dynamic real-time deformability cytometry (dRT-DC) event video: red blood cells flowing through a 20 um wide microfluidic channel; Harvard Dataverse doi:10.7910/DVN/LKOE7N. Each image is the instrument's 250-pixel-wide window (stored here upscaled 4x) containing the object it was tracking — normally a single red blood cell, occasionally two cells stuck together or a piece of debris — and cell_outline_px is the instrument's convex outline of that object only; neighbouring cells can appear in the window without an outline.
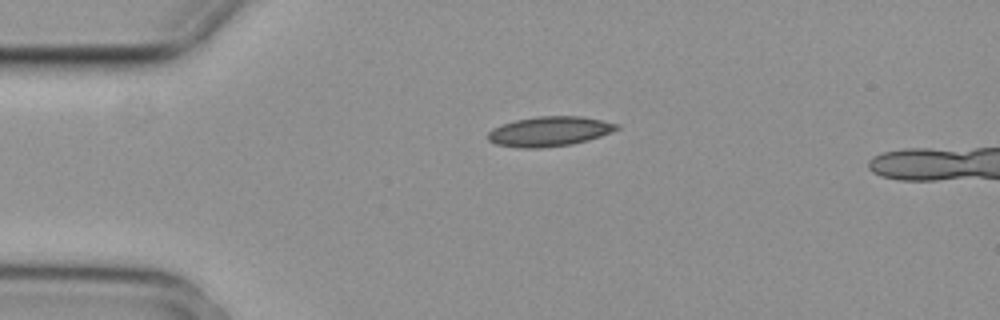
{"species": "common noctule bat (a hibernating species)", "species_latin": "Nyctalus noctula", "temperature_condition": "cold", "stored_images_in_passage": 1, "camera_frame_rate_fps": 3000, "um_per_image_px": 0.085, "animal": {"sex": "female", "body_mass_g": 29.2, "forearm_length_mm": 56.3}, "frame": {"image": 1, "passage_image": 1, "time_ms": 0.0, "image_size_px": [1000, 320], "cell_outline_px": [[620, 128], [612, 132], [588, 140], [572, 144], [540, 148], [520, 148], [496, 144], [488, 140], [488, 132], [492, 128], [516, 120], [536, 116], [580, 116], [620, 124]], "centroid_in_image_um": [46.71, 11.17], "position_along_channel_um": 38.3, "area_um2": 22.31}}